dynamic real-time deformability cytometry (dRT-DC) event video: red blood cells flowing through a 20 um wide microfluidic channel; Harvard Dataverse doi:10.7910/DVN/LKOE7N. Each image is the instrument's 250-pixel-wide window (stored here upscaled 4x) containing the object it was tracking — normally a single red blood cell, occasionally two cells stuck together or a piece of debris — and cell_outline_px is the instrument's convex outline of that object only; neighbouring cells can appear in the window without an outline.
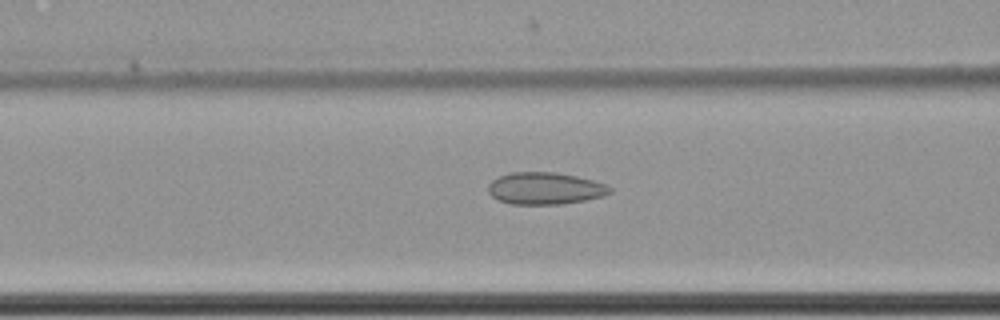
{"species": "common noctule bat (a hibernating species)", "species_latin": "Nyctalus noctula", "temperature_condition": "cold", "stored_images_in_passage": 41, "camera_frame_rate_fps": 3000, "um_per_image_px": 0.085, "animal": {"sex": "female", "body_mass_g": 22.7, "forearm_length_mm": 54.2}, "frame": {"image": 1, "passage_image": 7, "time_ms": 2.0, "image_size_px": [1000, 320], "cell_outline_px": [[612, 192], [604, 196], [564, 204], [512, 204], [500, 200], [492, 196], [488, 192], [488, 184], [492, 180], [500, 176], [512, 172], [556, 172], [576, 176], [592, 180], [604, 184], [612, 188]], "centroid_in_image_um": [46.33, 16.01], "position_along_channel_um": 120.3, "area_um2": 22.66}}
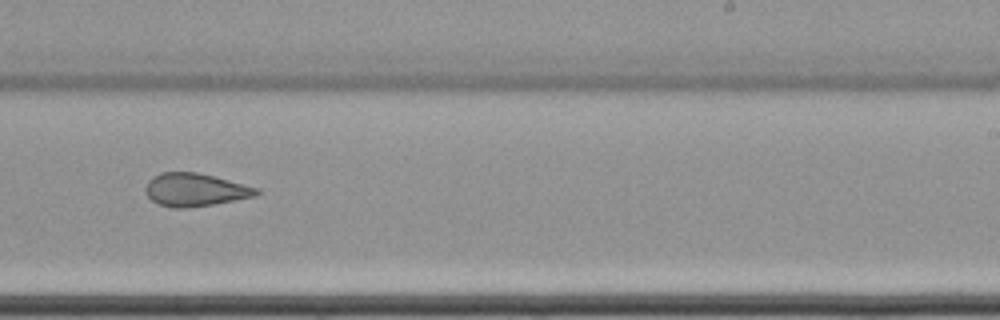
{"frame": {"image": 2, "passage_image": 20, "time_ms": 6.333, "image_size_px": [1000, 320], "cell_outline_px": [[260, 192], [256, 196], [212, 204], [188, 208], [172, 208], [156, 204], [144, 192], [144, 188], [148, 180], [152, 176], [160, 172], [196, 172], [260, 188]], "centroid_in_image_um": [16.54, 16.13], "position_along_channel_um": 272.5, "area_um2": 21.44}}
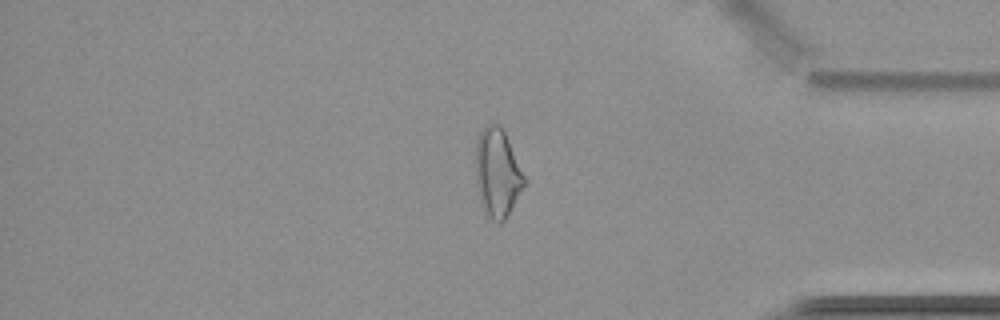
{"frame": {"image": 3, "passage_image": 32, "time_ms": 10.333, "image_size_px": [1000, 320], "cell_outline_px": [[524, 184], [504, 220], [500, 224], [496, 224], [488, 216], [480, 200], [476, 184], [476, 140], [480, 132], [488, 124], [500, 124], [504, 128], [524, 176]], "centroid_in_image_um": [42.25, 14.66], "position_along_channel_um": 392.9, "area_um2": 24.68}, "authors_computed_cell_mechanics": {"area_um2": 22.6576, "velocity_mm_per_s": 3.5133, "shape_relaxation_time_tau1_ms": null, "shape_relaxation_time_tau2_ms": 2.4753, "deformation_change_tau1": null, "deformation_change_tau2": 0.077}}